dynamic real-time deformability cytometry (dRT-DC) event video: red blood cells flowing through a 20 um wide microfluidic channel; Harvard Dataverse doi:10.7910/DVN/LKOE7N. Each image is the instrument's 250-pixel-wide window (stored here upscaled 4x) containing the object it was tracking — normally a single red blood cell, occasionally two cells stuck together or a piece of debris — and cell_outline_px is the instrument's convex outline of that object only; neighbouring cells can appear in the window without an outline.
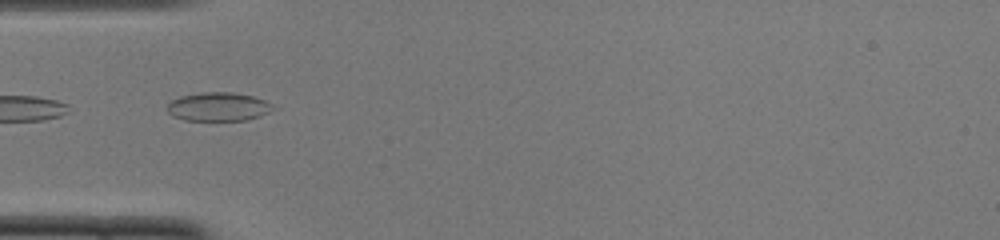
{"species": "common noctule bat (a hibernating species)", "species_latin": "Nyctalus noctula", "temperature_condition": "cold", "stored_images_in_passage": 15, "camera_frame_rate_fps": 3000, "um_per_image_px": 0.085, "animal": {"sex": "female", "body_mass_g": 22.0, "forearm_length_mm": 56.7}, "frame": {"image": 1, "passage_image": 1, "time_ms": 0.0, "image_size_px": [1000, 240], "cell_outline_px": [[280, 108], [260, 116], [244, 120], [184, 120], [172, 116], [168, 112], [168, 104], [172, 100], [180, 96], [200, 92], [232, 92], [252, 96], [264, 100]], "centroid_in_image_um": [18.59, 9.07], "position_along_channel_um": 66.4, "area_um2": 17.8}}